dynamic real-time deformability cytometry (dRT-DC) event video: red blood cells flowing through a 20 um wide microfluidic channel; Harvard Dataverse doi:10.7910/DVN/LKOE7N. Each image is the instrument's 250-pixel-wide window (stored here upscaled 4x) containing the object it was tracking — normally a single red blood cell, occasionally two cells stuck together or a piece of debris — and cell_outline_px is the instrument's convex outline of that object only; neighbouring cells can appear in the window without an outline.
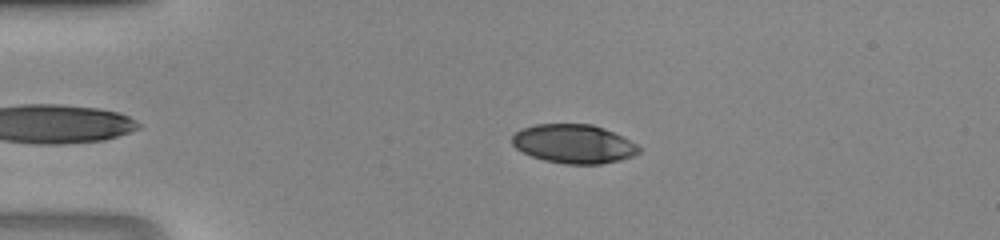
{"species": "human", "species_latin": "Homo sapiens", "temperature_condition": "room temperature", "stored_images_in_passage": 38, "camera_frame_rate_fps": 3000, "um_per_image_px": 0.085, "donor": {"sex": "male"}, "frame": {"image": 1, "passage_image": 8, "time_ms": 2.333, "image_size_px": [1000, 240], "cell_outline_px": [[640, 152], [632, 156], [620, 160], [600, 164], [564, 164], [544, 160], [532, 156], [516, 148], [512, 144], [512, 136], [516, 132], [524, 128], [536, 124], [592, 124], [604, 128], [636, 144], [640, 148]], "centroid_in_image_um": [48.76, 12.23], "position_along_channel_um": 36.2, "area_um2": 28.5}}
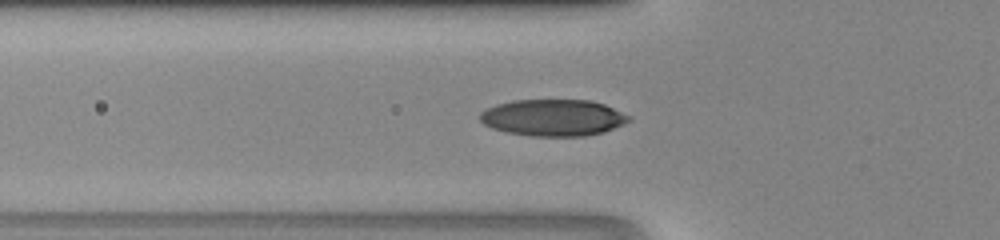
{"frame": {"image": 2, "passage_image": 14, "time_ms": 4.333, "image_size_px": [1000, 240], "cell_outline_px": [[632, 120], [624, 124], [604, 132], [584, 136], [528, 136], [508, 132], [492, 128], [484, 124], [480, 120], [480, 112], [496, 104], [512, 100], [588, 100], [604, 104], [628, 116]], "centroid_in_image_um": [47.0, 10.0], "position_along_channel_um": 78.8, "area_um2": 31.67}}
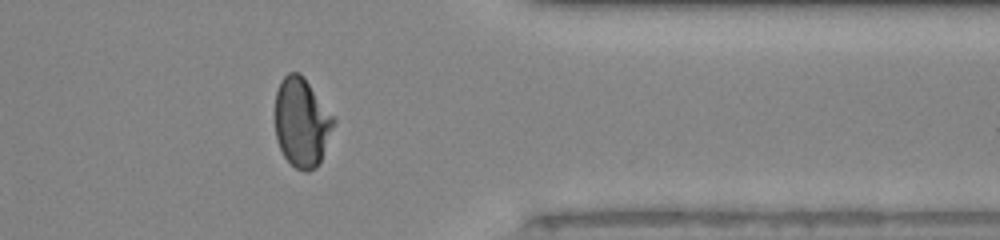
{"frame": {"image": 3, "passage_image": 35, "time_ms": 11.333, "image_size_px": [1000, 240], "cell_outline_px": [[336, 120], [320, 160], [316, 168], [308, 172], [304, 172], [296, 168], [284, 156], [276, 140], [276, 92], [280, 80], [288, 72], [300, 72]], "centroid_in_image_um": [25.63, 10.4], "position_along_channel_um": 385.8, "area_um2": 30.06}}